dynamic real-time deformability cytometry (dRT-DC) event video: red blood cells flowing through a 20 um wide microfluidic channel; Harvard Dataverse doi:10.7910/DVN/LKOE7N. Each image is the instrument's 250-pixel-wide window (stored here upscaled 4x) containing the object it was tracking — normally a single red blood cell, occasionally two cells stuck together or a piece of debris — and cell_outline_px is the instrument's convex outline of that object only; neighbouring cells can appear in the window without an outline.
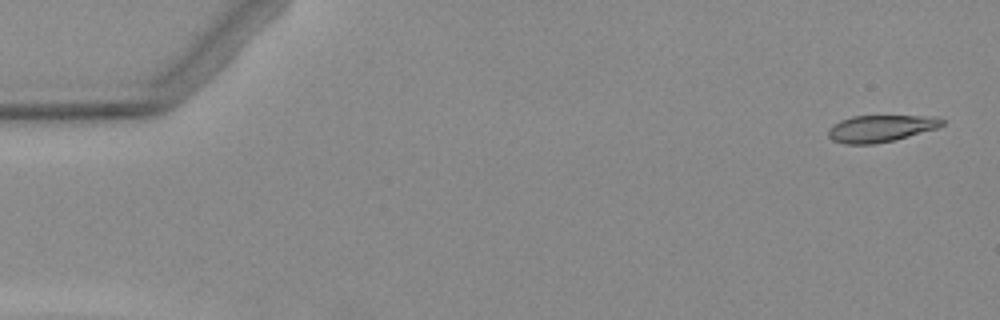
{"species": "Egyptian fruit bat (a non-hibernating species)", "species_latin": "Rousettus aegyptiacus", "temperature_condition": "warm", "stored_images_in_passage": 6, "camera_frame_rate_fps": 3000, "um_per_image_px": 0.085, "animal": {"sex": "female"}, "frame": {"image": 1, "passage_image": 1, "time_ms": 0.0, "image_size_px": [1000, 320], "cell_outline_px": [[944, 124], [936, 128], [896, 140], [876, 144], [844, 144], [832, 140], [828, 136], [828, 128], [832, 124], [840, 120], [852, 116], [936, 116], [944, 120]], "centroid_in_image_um": [74.83, 10.92], "position_along_channel_um": 10.2, "area_um2": 17.98}}
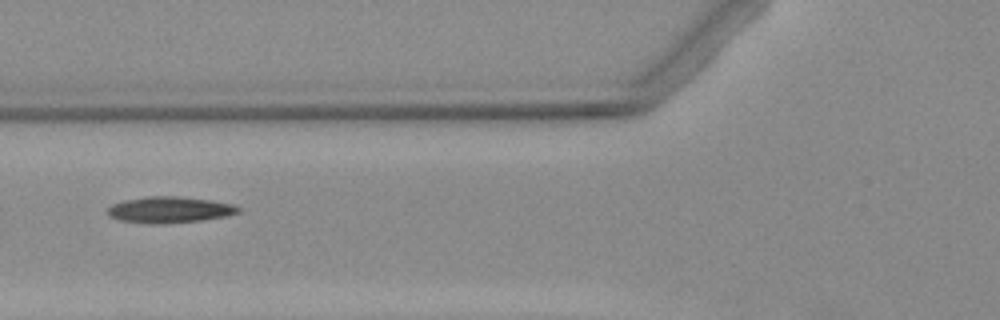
{"frame": {"image": 2, "passage_image": 6, "time_ms": 6.333, "image_size_px": [1000, 320], "cell_outline_px": [[240, 212], [228, 216], [200, 220], [152, 224], [120, 220], [108, 216], [108, 208], [112, 204], [124, 200], [148, 196], [176, 196], [208, 200], [232, 204], [240, 208]], "centroid_in_image_um": [14.39, 17.82], "position_along_channel_um": 111.4, "area_um2": 19.71}}